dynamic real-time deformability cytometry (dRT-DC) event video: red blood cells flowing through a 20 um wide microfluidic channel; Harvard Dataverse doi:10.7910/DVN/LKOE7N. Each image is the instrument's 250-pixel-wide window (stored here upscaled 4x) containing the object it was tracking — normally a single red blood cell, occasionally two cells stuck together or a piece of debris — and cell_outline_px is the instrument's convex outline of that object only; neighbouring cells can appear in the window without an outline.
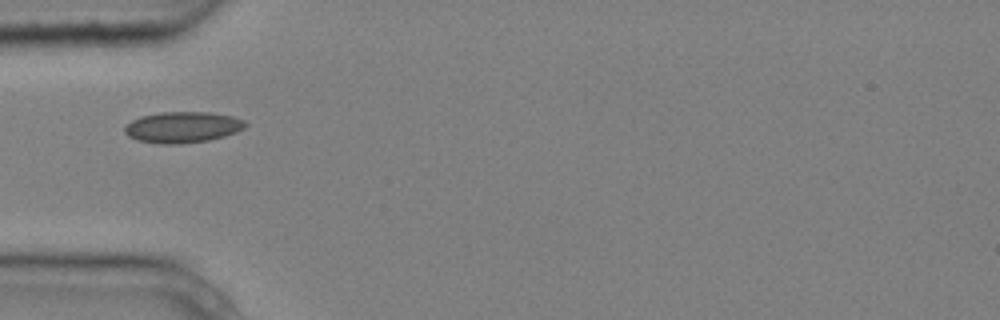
{"species": "common noctule bat (a hibernating species)", "species_latin": "Nyctalus noctula", "temperature_condition": "cold", "stored_images_in_passage": 6, "camera_frame_rate_fps": 3000, "um_per_image_px": 0.085, "animal": {"sex": "male", "body_mass_g": 20.4}, "frame": {"image": 1, "passage_image": 1, "time_ms": 0.0, "image_size_px": [1000, 320], "cell_outline_px": [[248, 124], [244, 128], [236, 132], [224, 136], [208, 140], [180, 144], [160, 144], [136, 140], [128, 136], [124, 132], [124, 128], [132, 120], [140, 116], [160, 112], [208, 112], [232, 116], [244, 120]], "centroid_in_image_um": [15.51, 10.81], "position_along_channel_um": 69.5, "area_um2": 21.91}}
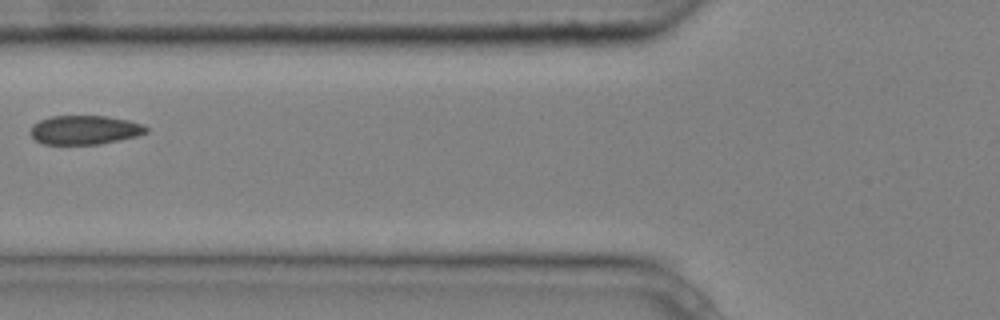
{"frame": {"image": 2, "passage_image": 2, "time_ms": 0.333, "image_size_px": [1000, 320], "cell_outline_px": [[148, 132], [136, 136], [120, 140], [100, 144], [40, 144], [28, 132], [32, 124], [40, 120], [52, 116], [104, 116], [128, 120], [144, 124], [148, 128]], "centroid_in_image_um": [7.18, 11.05], "position_along_channel_um": 118.6, "area_um2": 19.71}}
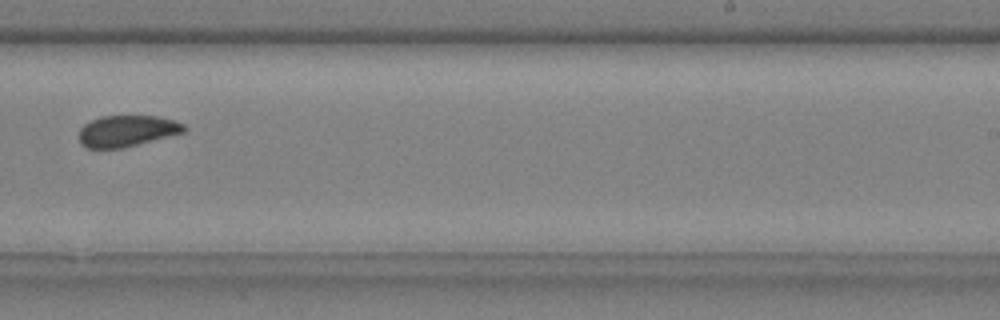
{"frame": {"image": 3, "passage_image": 6, "time_ms": 1.667, "image_size_px": [1000, 320], "cell_outline_px": [[188, 128], [184, 132], [124, 148], [88, 148], [80, 144], [80, 128], [84, 124], [100, 116], [156, 116], [172, 120], [184, 124]], "centroid_in_image_um": [10.79, 11.13], "position_along_channel_um": 278.2, "area_um2": 19.07}}